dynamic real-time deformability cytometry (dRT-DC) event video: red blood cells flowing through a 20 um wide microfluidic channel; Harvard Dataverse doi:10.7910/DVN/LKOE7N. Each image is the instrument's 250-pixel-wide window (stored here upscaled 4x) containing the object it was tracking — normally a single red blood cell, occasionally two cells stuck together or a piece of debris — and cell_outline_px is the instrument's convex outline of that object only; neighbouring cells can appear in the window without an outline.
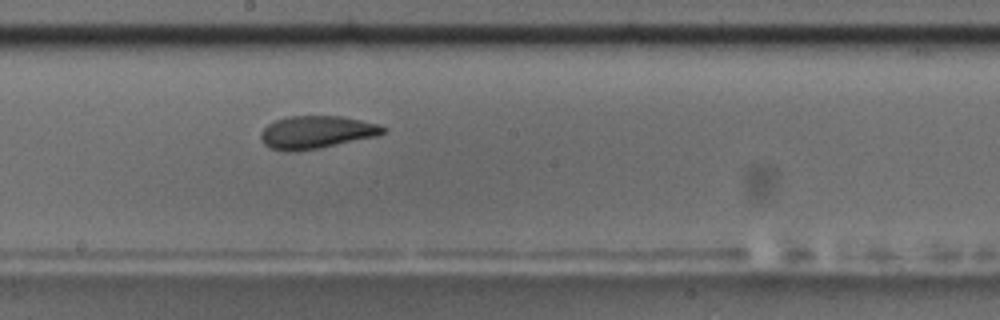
{"species": "common noctule bat (a hibernating species)", "species_latin": "Nyctalus noctula", "temperature_condition": "room temperature", "stored_images_in_passage": 11, "camera_frame_rate_fps": 3000, "um_per_image_px": 0.085, "animal": {"sex": "male", "body_mass_g": 17.5, "forearm_length_mm": 52.3}, "frame": {"image": 1, "passage_image": 11, "time_ms": 11.667, "image_size_px": [1000, 320], "cell_outline_px": [[388, 128], [384, 132], [376, 136], [320, 148], [296, 152], [288, 152], [268, 148], [260, 140], [260, 132], [268, 124], [276, 120], [288, 116], [344, 116], [380, 124]], "centroid_in_image_um": [26.88, 11.24], "position_along_channel_um": 221.3, "area_um2": 23.64}}